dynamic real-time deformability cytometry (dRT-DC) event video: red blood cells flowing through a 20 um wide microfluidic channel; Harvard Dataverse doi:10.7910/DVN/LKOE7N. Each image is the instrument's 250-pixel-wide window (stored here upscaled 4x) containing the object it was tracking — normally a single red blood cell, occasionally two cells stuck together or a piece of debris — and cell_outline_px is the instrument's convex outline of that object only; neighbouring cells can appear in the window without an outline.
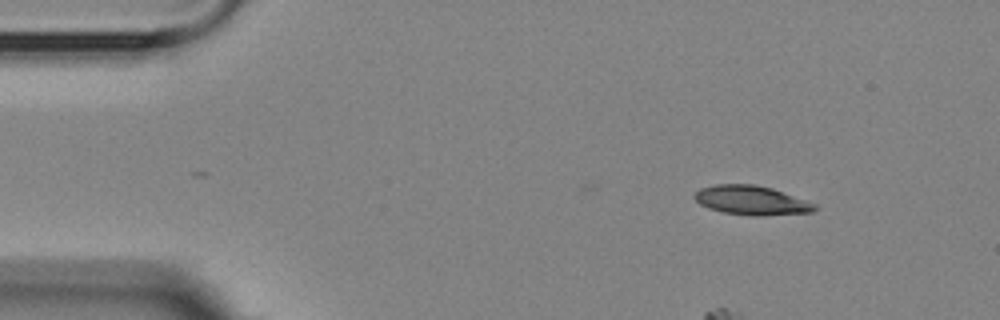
{"species": "Egyptian fruit bat (a non-hibernating species)", "species_latin": "Rousettus aegyptiacus", "temperature_condition": "room temperature", "stored_images_in_passage": 6, "camera_frame_rate_fps": 3000, "um_per_image_px": 0.085, "animal": {"sex": "female"}, "frame": {"image": 1, "passage_image": 1, "time_ms": 0.0, "image_size_px": [1000, 320], "cell_outline_px": [[816, 208], [812, 212], [760, 216], [752, 216], [724, 212], [708, 208], [700, 204], [692, 196], [700, 188], [716, 184], [756, 184], [772, 188], [816, 204]], "centroid_in_image_um": [63.85, 17.02], "position_along_channel_um": 21.2, "area_um2": 20.4}}
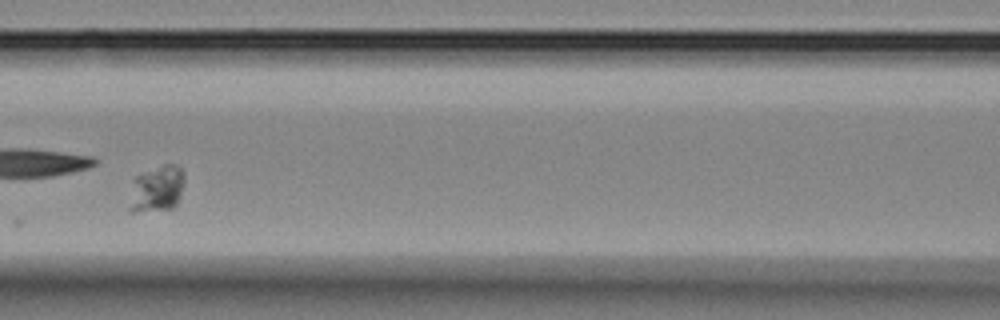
{"frame": {"image": 2, "passage_image": 6, "time_ms": 6.0, "image_size_px": [1000, 320], "cell_outline_px": [[184, 184], [180, 196], [176, 204], [172, 208], [136, 212], [128, 212], [128, 208], [136, 176], [164, 164], [176, 164], [180, 168], [184, 176]], "centroid_in_image_um": [13.35, 16.06], "position_along_channel_um": 153.2, "area_um2": 14.62}}